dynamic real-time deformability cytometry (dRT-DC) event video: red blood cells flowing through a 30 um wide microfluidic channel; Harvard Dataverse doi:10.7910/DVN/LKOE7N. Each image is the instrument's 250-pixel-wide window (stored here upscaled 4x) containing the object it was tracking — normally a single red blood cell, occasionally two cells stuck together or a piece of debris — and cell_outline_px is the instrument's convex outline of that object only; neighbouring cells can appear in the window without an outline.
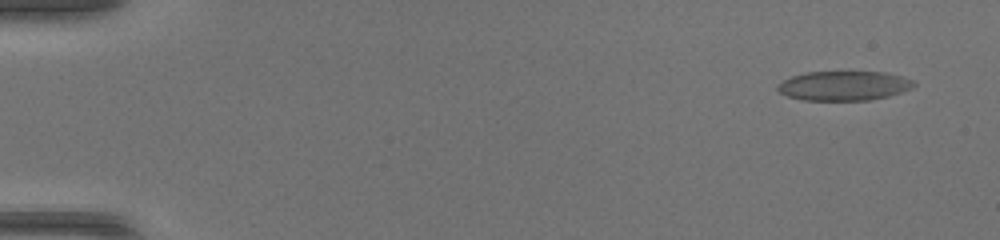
{"species": "common noctule bat (a hibernating species)", "species_latin": "Nyctalus noctula", "temperature_condition": "warm", "stored_images_in_passage": 48, "camera_frame_rate_fps": 3000, "um_per_image_px": 0.085, "animal": {"sex": "female", "body_mass_g": 17.0, "forearm_length_mm": 48.0}, "frame": {"image": 1, "passage_image": 3, "time_ms": 0.667, "image_size_px": [1000, 240], "cell_outline_px": [[916, 84], [912, 88], [888, 96], [868, 100], [804, 100], [788, 96], [780, 92], [776, 88], [784, 80], [792, 76], [808, 72], [884, 72], [900, 76], [912, 80]], "centroid_in_image_um": [71.74, 7.29], "position_along_channel_um": 13.3, "area_um2": 23.06}}
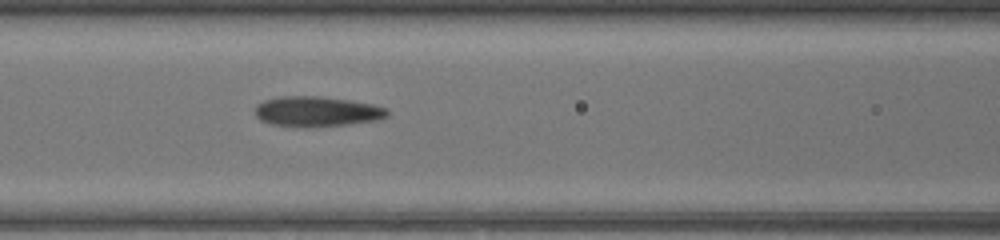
{"frame": {"image": 2, "passage_image": 22, "time_ms": 7.0, "image_size_px": [1000, 240], "cell_outline_px": [[388, 116], [376, 120], [348, 124], [312, 128], [304, 128], [272, 124], [260, 120], [256, 116], [256, 104], [264, 100], [280, 96], [320, 96], [348, 100], [372, 104], [388, 108]], "centroid_in_image_um": [26.92, 9.49], "position_along_channel_um": 139.7, "area_um2": 23.47}}
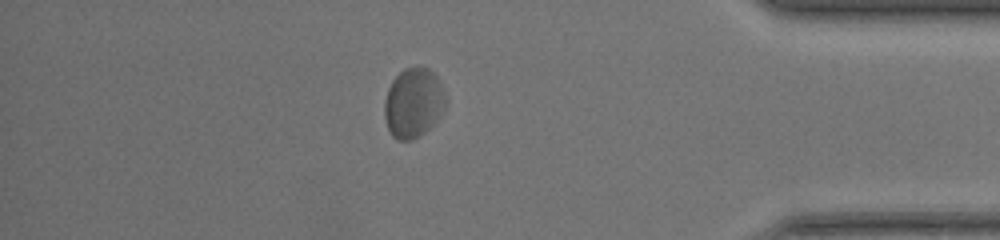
{"frame": {"image": 3, "passage_image": 42, "time_ms": 13.667, "image_size_px": [1000, 240], "cell_outline_px": [[448, 100], [440, 116], [420, 136], [412, 140], [396, 140], [392, 136], [388, 128], [384, 116], [384, 100], [388, 88], [392, 80], [404, 68], [428, 68], [436, 76]], "centroid_in_image_um": [35.12, 8.76], "position_along_channel_um": 400.1, "area_um2": 24.8}}